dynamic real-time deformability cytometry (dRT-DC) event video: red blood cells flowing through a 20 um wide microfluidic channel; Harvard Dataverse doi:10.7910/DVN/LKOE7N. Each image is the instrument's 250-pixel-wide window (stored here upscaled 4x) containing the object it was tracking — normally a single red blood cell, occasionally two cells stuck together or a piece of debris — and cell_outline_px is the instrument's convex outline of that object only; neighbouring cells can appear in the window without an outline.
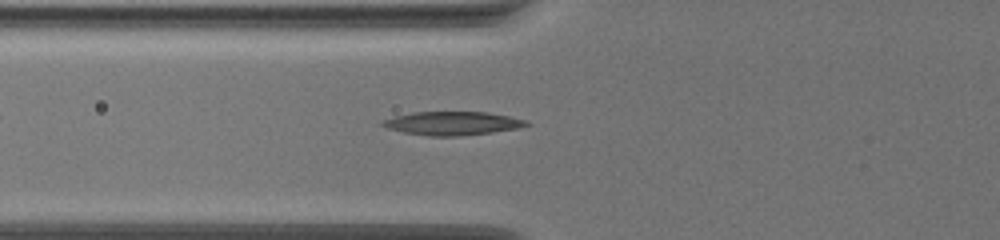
{"species": "common noctule bat (a hibernating species)", "species_latin": "Nyctalus noctula", "temperature_condition": "warm", "stored_images_in_passage": 36, "camera_frame_rate_fps": 3000, "um_per_image_px": 0.085, "animal": {"sex": "female", "body_mass_g": 19.5, "forearm_length_mm": 54.1}, "frame": {"image": 1, "passage_image": 9, "time_ms": 2.667, "image_size_px": [1000, 240], "cell_outline_px": [[532, 124], [516, 128], [492, 132], [460, 136], [428, 136], [404, 132], [388, 128], [380, 124], [380, 120], [412, 112], [488, 112], [508, 116], [524, 120]], "centroid_in_image_um": [38.41, 10.48], "position_along_channel_um": 87.4, "area_um2": 19.59}}
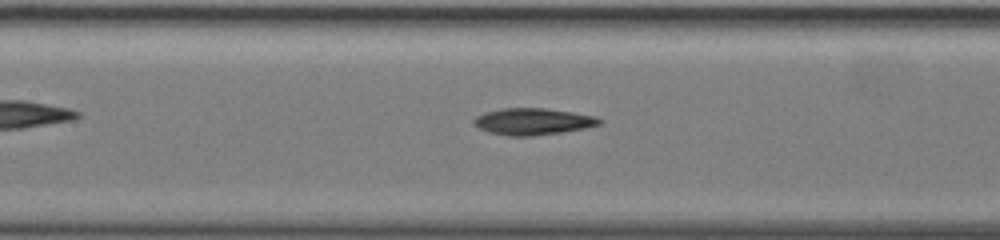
{"frame": {"image": 2, "passage_image": 15, "time_ms": 4.667, "image_size_px": [1000, 240], "cell_outline_px": [[604, 120], [600, 124], [584, 128], [560, 132], [532, 136], [508, 136], [488, 132], [472, 124], [472, 120], [476, 116], [484, 112], [504, 108], [544, 108], [572, 112], [596, 116]], "centroid_in_image_um": [45.27, 10.32], "position_along_channel_um": 162.1, "area_um2": 19.54}}
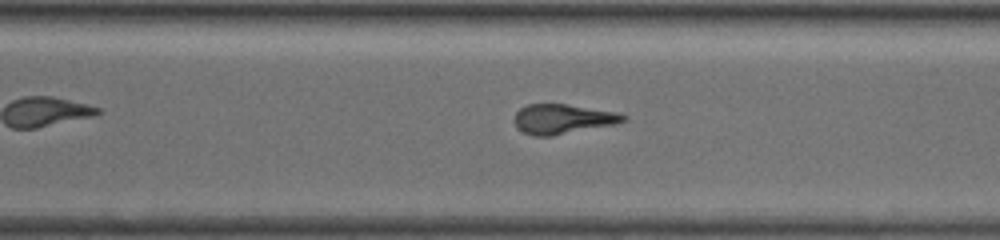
{"frame": {"image": 3, "passage_image": 28, "time_ms": 9.0, "image_size_px": [1000, 240], "cell_outline_px": [[628, 120], [616, 124], [552, 136], [532, 136], [524, 132], [512, 120], [516, 112], [520, 108], [528, 104], [564, 104], [616, 112], [628, 116]], "centroid_in_image_um": [47.84, 10.12], "position_along_channel_um": 322.8, "area_um2": 18.84}, "authors_computed_cell_mechanics": {"area_um2": 19.5653, "velocity_mm_per_s": 3.7184, "shape_relaxation_time_tau1_ms": 6.235, "shape_relaxation_time_tau2_ms": 5.9121, "deformation_change_tau1": 0.2093, "deformation_change_tau2": 0.1523}}